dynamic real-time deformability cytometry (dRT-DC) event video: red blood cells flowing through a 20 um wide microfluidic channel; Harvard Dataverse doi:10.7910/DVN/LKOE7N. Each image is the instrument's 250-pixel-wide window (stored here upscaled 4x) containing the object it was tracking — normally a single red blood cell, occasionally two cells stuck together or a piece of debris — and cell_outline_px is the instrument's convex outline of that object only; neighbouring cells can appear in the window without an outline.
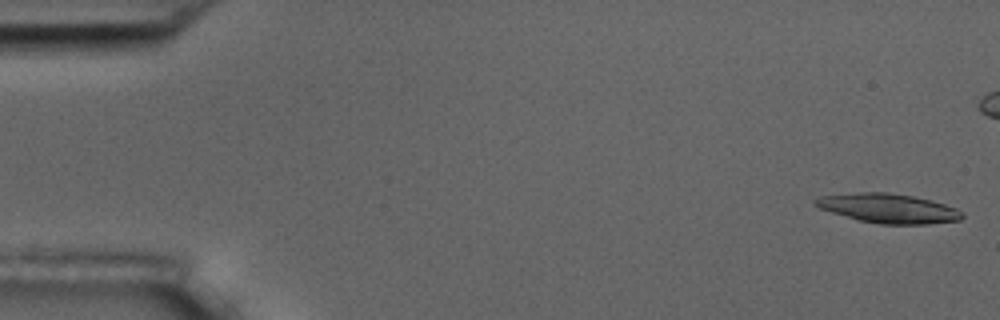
{"species": "common noctule bat (a hibernating species)", "species_latin": "Nyctalus noctula", "temperature_condition": "room temperature", "stored_images_in_passage": 4, "camera_frame_rate_fps": 3000, "um_per_image_px": 0.085, "animal": {"sex": "male", "body_mass_g": 17.5, "forearm_length_mm": 52.3}, "frame": {"image": 1, "passage_image": 1, "time_ms": 0.0, "image_size_px": [1000, 320], "cell_outline_px": [[964, 216], [960, 220], [928, 224], [880, 224], [856, 220], [820, 208], [812, 204], [812, 200], [820, 196], [860, 192], [888, 192], [912, 196], [944, 204], [956, 208], [964, 212]], "centroid_in_image_um": [75.49, 17.71], "position_along_channel_um": 9.5, "area_um2": 25.14}}